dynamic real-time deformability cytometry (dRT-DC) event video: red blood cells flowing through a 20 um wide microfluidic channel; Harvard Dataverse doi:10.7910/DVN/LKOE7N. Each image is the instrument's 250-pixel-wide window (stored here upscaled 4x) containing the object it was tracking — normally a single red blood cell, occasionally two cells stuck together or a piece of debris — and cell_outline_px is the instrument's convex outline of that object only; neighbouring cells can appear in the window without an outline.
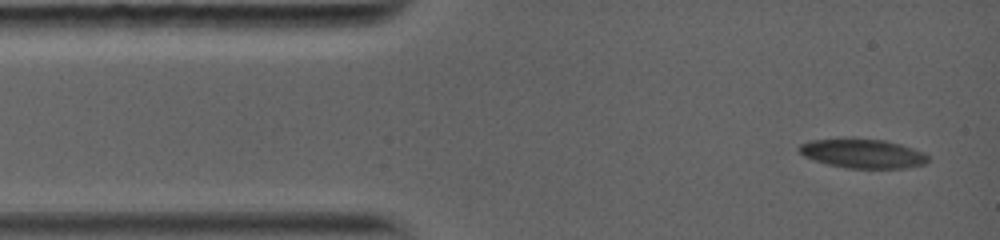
{"species": "common noctule bat (a hibernating species)", "species_latin": "Nyctalus noctula", "temperature_condition": "warm", "stored_images_in_passage": 22, "camera_frame_rate_fps": 5000, "um_per_image_px": 0.085, "animal": {"sex": "female", "body_mass_g": 19.0, "forearm_length_mm": 56.7}, "frame": {"image": 1, "passage_image": 1, "time_ms": 0.0, "image_size_px": [1000, 240], "cell_outline_px": [[928, 160], [924, 164], [904, 168], [848, 168], [828, 164], [804, 156], [796, 148], [800, 144], [812, 140], [852, 136], [884, 140], [900, 144], [924, 152], [928, 156]], "centroid_in_image_um": [73.3, 13.01], "position_along_channel_um": 11.7, "area_um2": 22.31}}
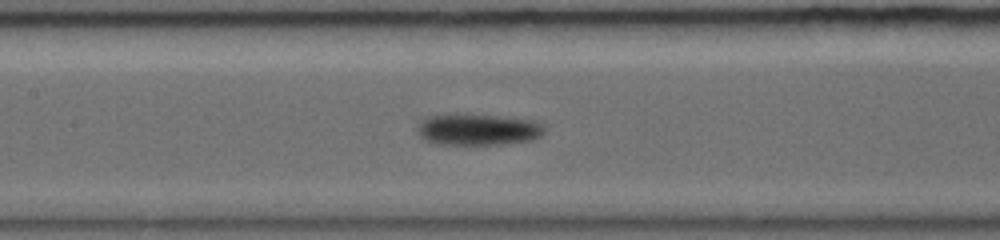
{"frame": {"image": 2, "passage_image": 8, "time_ms": 5.6, "image_size_px": [1000, 240], "cell_outline_px": [[544, 132], [536, 140], [508, 144], [436, 144], [420, 136], [420, 124], [436, 116], [484, 116], [524, 120], [540, 124], [544, 128]], "centroid_in_image_um": [40.73, 11.08], "position_along_channel_um": 166.7, "area_um2": 21.73}}
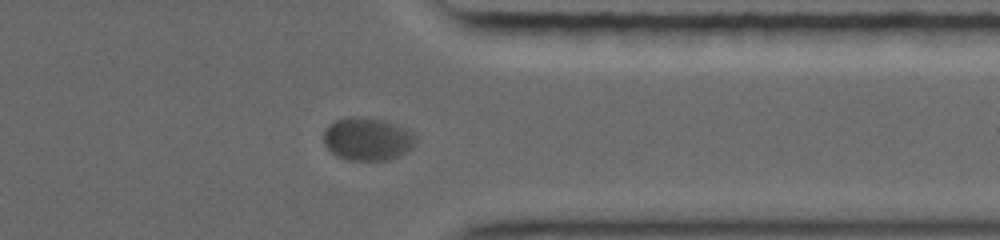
{"frame": {"image": 3, "passage_image": 15, "time_ms": 11.2, "image_size_px": [1000, 240], "cell_outline_px": [[416, 140], [412, 148], [388, 160], [348, 160], [336, 156], [324, 144], [324, 132], [336, 120], [372, 120], [400, 128], [412, 136]], "centroid_in_image_um": [31.17, 11.92], "position_along_channel_um": 380.2, "area_um2": 21.15}, "authors_computed_cell_mechanics": {"area_um2": 21.7617, "velocity_mm_per_s": 3.8459, "shape_relaxation_time_tau1_ms": 3.3948, "shape_relaxation_time_tau2_ms": 3.3587, "deformation_change_tau1": 0.0784, "deformation_change_tau2": null}}